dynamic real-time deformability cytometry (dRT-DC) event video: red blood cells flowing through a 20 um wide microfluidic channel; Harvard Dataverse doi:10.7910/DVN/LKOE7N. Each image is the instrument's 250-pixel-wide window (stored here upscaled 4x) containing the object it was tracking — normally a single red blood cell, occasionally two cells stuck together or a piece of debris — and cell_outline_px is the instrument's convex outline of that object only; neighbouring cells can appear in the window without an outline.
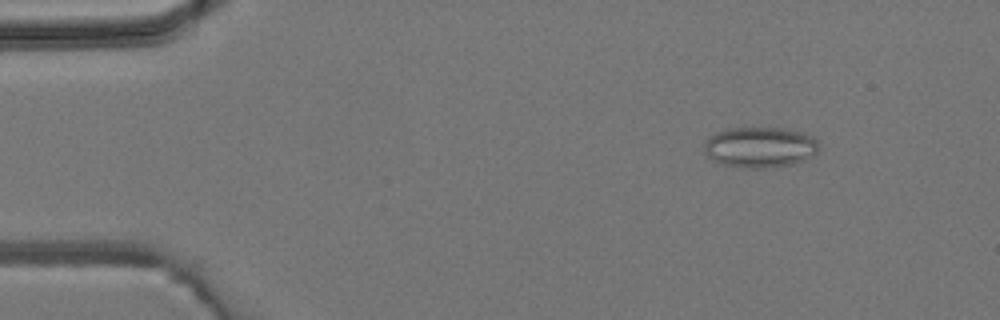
{"species": "common noctule bat (a hibernating species)", "species_latin": "Nyctalus noctula", "temperature_condition": "room temperature", "stored_images_in_passage": 5, "camera_frame_rate_fps": 3000, "um_per_image_px": 0.085, "animal": {"sex": "male", "body_mass_g": 19.2, "forearm_length_mm": 51.8}, "frame": {"image": 1, "passage_image": 2, "time_ms": 1.333, "image_size_px": [1000, 320], "cell_outline_px": [[816, 152], [812, 156], [804, 160], [792, 164], [772, 168], [744, 168], [720, 164], [712, 160], [708, 156], [704, 148], [704, 140], [708, 136], [716, 132], [728, 128], [780, 128], [804, 132], [812, 136], [816, 140]], "centroid_in_image_um": [64.55, 12.52], "position_along_channel_um": 20.5, "area_um2": 27.34}}
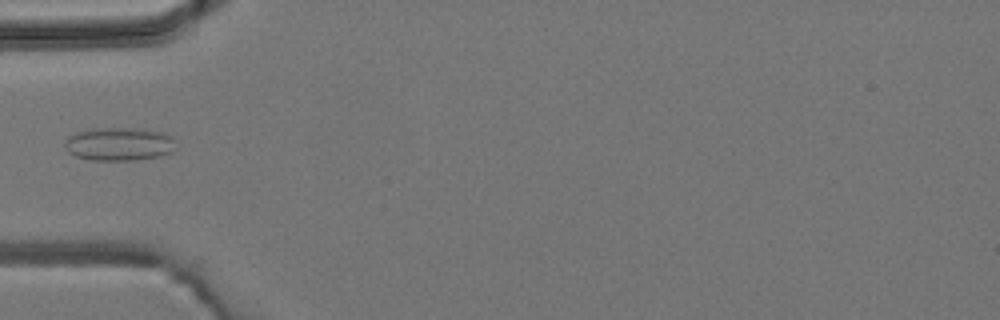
{"frame": {"image": 2, "passage_image": 5, "time_ms": 4.667, "image_size_px": [1000, 320], "cell_outline_px": [[176, 148], [172, 152], [160, 156], [136, 160], [92, 160], [76, 156], [68, 152], [64, 144], [64, 140], [68, 136], [76, 132], [88, 128], [136, 128], [164, 132], [172, 136]], "centroid_in_image_um": [10.12, 12.23], "position_along_channel_um": 74.9, "area_um2": 21.85}}